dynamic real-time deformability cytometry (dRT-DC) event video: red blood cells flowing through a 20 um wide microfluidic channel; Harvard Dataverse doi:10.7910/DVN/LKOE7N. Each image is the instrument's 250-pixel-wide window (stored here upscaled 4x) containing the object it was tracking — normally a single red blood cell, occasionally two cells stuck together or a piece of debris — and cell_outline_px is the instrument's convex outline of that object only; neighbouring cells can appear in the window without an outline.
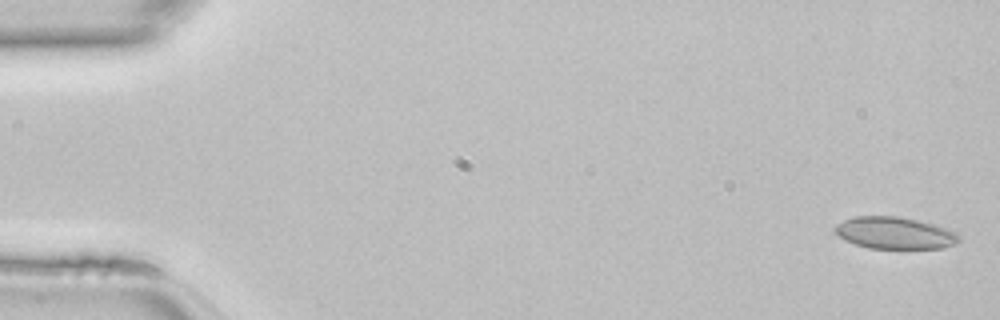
{"species": "common noctule bat (a hibernating species)", "species_latin": "Nyctalus noctula", "temperature_condition": "room temperature", "stored_images_in_passage": 46, "camera_frame_rate_fps": 3000, "um_per_image_px": 0.085, "animal": {"sex": "female", "body_mass_g": 22.7, "forearm_length_mm": 54.2}, "frame": {"image": 1, "passage_image": 1, "time_ms": 0.0, "image_size_px": [1000, 320], "cell_outline_px": [[960, 240], [944, 248], [868, 248], [856, 244], [840, 236], [832, 228], [836, 224], [844, 220], [856, 216], [896, 216], [916, 220], [932, 224], [956, 232], [960, 236]], "centroid_in_image_um": [76.04, 19.8], "position_along_channel_um": 9.0, "area_um2": 22.72}}
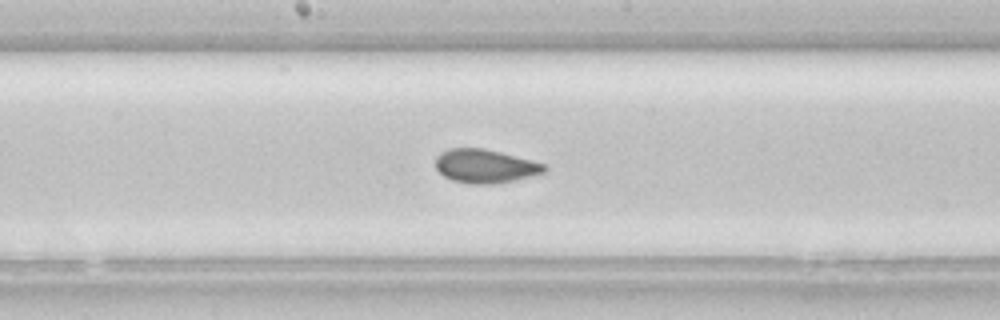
{"frame": {"image": 2, "passage_image": 24, "time_ms": 7.667, "image_size_px": [1000, 320], "cell_outline_px": [[548, 168], [544, 172], [516, 180], [488, 184], [472, 184], [452, 180], [444, 176], [436, 168], [436, 156], [440, 152], [448, 148], [484, 148], [532, 160], [544, 164]], "centroid_in_image_um": [41.22, 14.11], "position_along_channel_um": 207.0, "area_um2": 21.27}}
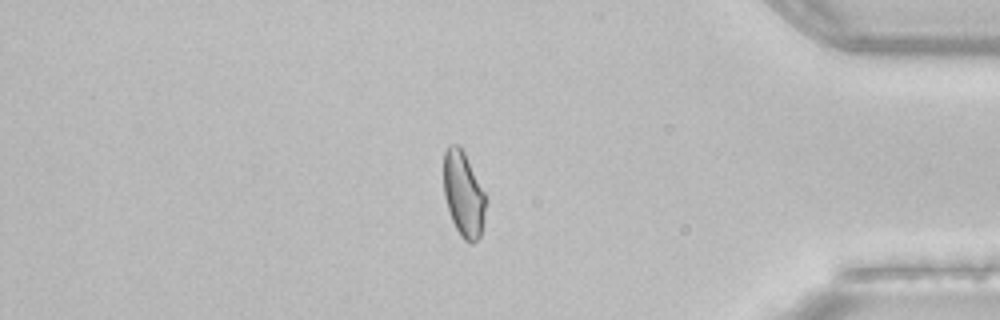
{"frame": {"image": 3, "passage_image": 39, "time_ms": 12.667, "image_size_px": [1000, 320], "cell_outline_px": [[484, 220], [480, 236], [472, 244], [468, 244], [460, 236], [452, 220], [444, 196], [444, 152], [448, 144], [456, 144], [464, 152], [484, 192]], "centroid_in_image_um": [39.37, 16.52], "position_along_channel_um": 395.8, "area_um2": 20.58}}